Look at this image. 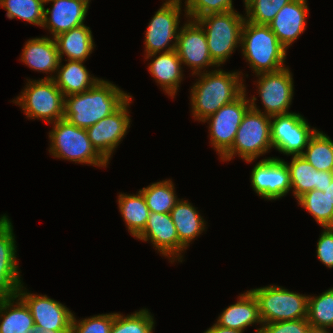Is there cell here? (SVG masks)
I'll return each instance as SVG.
<instances>
[{"instance_id": "cell-32", "label": "cell", "mask_w": 333, "mask_h": 333, "mask_svg": "<svg viewBox=\"0 0 333 333\" xmlns=\"http://www.w3.org/2000/svg\"><path fill=\"white\" fill-rule=\"evenodd\" d=\"M302 156L316 170L333 172V141L323 131L316 130Z\"/></svg>"}, {"instance_id": "cell-18", "label": "cell", "mask_w": 333, "mask_h": 333, "mask_svg": "<svg viewBox=\"0 0 333 333\" xmlns=\"http://www.w3.org/2000/svg\"><path fill=\"white\" fill-rule=\"evenodd\" d=\"M141 241H150L153 247L169 262H180V241L170 213L149 214L144 230L136 237Z\"/></svg>"}, {"instance_id": "cell-39", "label": "cell", "mask_w": 333, "mask_h": 333, "mask_svg": "<svg viewBox=\"0 0 333 333\" xmlns=\"http://www.w3.org/2000/svg\"><path fill=\"white\" fill-rule=\"evenodd\" d=\"M255 333H314L307 318L263 323Z\"/></svg>"}, {"instance_id": "cell-5", "label": "cell", "mask_w": 333, "mask_h": 333, "mask_svg": "<svg viewBox=\"0 0 333 333\" xmlns=\"http://www.w3.org/2000/svg\"><path fill=\"white\" fill-rule=\"evenodd\" d=\"M196 21L205 31L211 59L220 67L231 57L235 49L241 46L245 14L233 10L208 14Z\"/></svg>"}, {"instance_id": "cell-3", "label": "cell", "mask_w": 333, "mask_h": 333, "mask_svg": "<svg viewBox=\"0 0 333 333\" xmlns=\"http://www.w3.org/2000/svg\"><path fill=\"white\" fill-rule=\"evenodd\" d=\"M241 52L255 75L276 72L286 67L287 49L268 25L245 19L241 34Z\"/></svg>"}, {"instance_id": "cell-40", "label": "cell", "mask_w": 333, "mask_h": 333, "mask_svg": "<svg viewBox=\"0 0 333 333\" xmlns=\"http://www.w3.org/2000/svg\"><path fill=\"white\" fill-rule=\"evenodd\" d=\"M317 242V258L328 268H333V227H325Z\"/></svg>"}, {"instance_id": "cell-31", "label": "cell", "mask_w": 333, "mask_h": 333, "mask_svg": "<svg viewBox=\"0 0 333 333\" xmlns=\"http://www.w3.org/2000/svg\"><path fill=\"white\" fill-rule=\"evenodd\" d=\"M172 179L154 182L140 189L150 213H170L175 204L180 200L176 195Z\"/></svg>"}, {"instance_id": "cell-27", "label": "cell", "mask_w": 333, "mask_h": 333, "mask_svg": "<svg viewBox=\"0 0 333 333\" xmlns=\"http://www.w3.org/2000/svg\"><path fill=\"white\" fill-rule=\"evenodd\" d=\"M60 60L57 72L53 80L62 91L63 96L79 94L92 88L100 79L90 75L85 62L65 60L62 65Z\"/></svg>"}, {"instance_id": "cell-29", "label": "cell", "mask_w": 333, "mask_h": 333, "mask_svg": "<svg viewBox=\"0 0 333 333\" xmlns=\"http://www.w3.org/2000/svg\"><path fill=\"white\" fill-rule=\"evenodd\" d=\"M117 202L126 228L136 238L146 227L150 214L142 192L139 190L136 195L119 193Z\"/></svg>"}, {"instance_id": "cell-21", "label": "cell", "mask_w": 333, "mask_h": 333, "mask_svg": "<svg viewBox=\"0 0 333 333\" xmlns=\"http://www.w3.org/2000/svg\"><path fill=\"white\" fill-rule=\"evenodd\" d=\"M20 57V61L34 71L50 74L43 79L55 77L60 58L54 38L42 36L28 39Z\"/></svg>"}, {"instance_id": "cell-9", "label": "cell", "mask_w": 333, "mask_h": 333, "mask_svg": "<svg viewBox=\"0 0 333 333\" xmlns=\"http://www.w3.org/2000/svg\"><path fill=\"white\" fill-rule=\"evenodd\" d=\"M257 93L260 97L264 111L256 105L255 96H251V108L268 116L287 114L294 95V81L290 68L284 67L276 72L256 75Z\"/></svg>"}, {"instance_id": "cell-24", "label": "cell", "mask_w": 333, "mask_h": 333, "mask_svg": "<svg viewBox=\"0 0 333 333\" xmlns=\"http://www.w3.org/2000/svg\"><path fill=\"white\" fill-rule=\"evenodd\" d=\"M196 209L188 200L180 199L170 212L180 241V262L183 261L181 253L207 228L204 218Z\"/></svg>"}, {"instance_id": "cell-37", "label": "cell", "mask_w": 333, "mask_h": 333, "mask_svg": "<svg viewBox=\"0 0 333 333\" xmlns=\"http://www.w3.org/2000/svg\"><path fill=\"white\" fill-rule=\"evenodd\" d=\"M184 3V16L191 20H196L208 14L235 10L233 0H185Z\"/></svg>"}, {"instance_id": "cell-14", "label": "cell", "mask_w": 333, "mask_h": 333, "mask_svg": "<svg viewBox=\"0 0 333 333\" xmlns=\"http://www.w3.org/2000/svg\"><path fill=\"white\" fill-rule=\"evenodd\" d=\"M186 21L180 27L176 44L182 64L190 67L192 76L209 71L206 70L209 67L218 68L210 57L206 34L201 25L196 20Z\"/></svg>"}, {"instance_id": "cell-41", "label": "cell", "mask_w": 333, "mask_h": 333, "mask_svg": "<svg viewBox=\"0 0 333 333\" xmlns=\"http://www.w3.org/2000/svg\"><path fill=\"white\" fill-rule=\"evenodd\" d=\"M203 333H243L242 331L226 328L219 326L217 323H214L211 327H209L205 332Z\"/></svg>"}, {"instance_id": "cell-16", "label": "cell", "mask_w": 333, "mask_h": 333, "mask_svg": "<svg viewBox=\"0 0 333 333\" xmlns=\"http://www.w3.org/2000/svg\"><path fill=\"white\" fill-rule=\"evenodd\" d=\"M27 291L23 283L17 290V295L29 308L36 328L42 330H71L74 312L46 294H34Z\"/></svg>"}, {"instance_id": "cell-36", "label": "cell", "mask_w": 333, "mask_h": 333, "mask_svg": "<svg viewBox=\"0 0 333 333\" xmlns=\"http://www.w3.org/2000/svg\"><path fill=\"white\" fill-rule=\"evenodd\" d=\"M292 0H252L245 7V19L258 25H268L281 10Z\"/></svg>"}, {"instance_id": "cell-13", "label": "cell", "mask_w": 333, "mask_h": 333, "mask_svg": "<svg viewBox=\"0 0 333 333\" xmlns=\"http://www.w3.org/2000/svg\"><path fill=\"white\" fill-rule=\"evenodd\" d=\"M132 99L131 95L115 112L86 129L93 147L108 163L130 128Z\"/></svg>"}, {"instance_id": "cell-2", "label": "cell", "mask_w": 333, "mask_h": 333, "mask_svg": "<svg viewBox=\"0 0 333 333\" xmlns=\"http://www.w3.org/2000/svg\"><path fill=\"white\" fill-rule=\"evenodd\" d=\"M108 80H100L89 90L64 97V119L87 129L115 112L131 95Z\"/></svg>"}, {"instance_id": "cell-1", "label": "cell", "mask_w": 333, "mask_h": 333, "mask_svg": "<svg viewBox=\"0 0 333 333\" xmlns=\"http://www.w3.org/2000/svg\"><path fill=\"white\" fill-rule=\"evenodd\" d=\"M214 69L195 74L198 79L191 86V112L199 122L206 120L224 105L235 101L246 91L242 72H227L219 67Z\"/></svg>"}, {"instance_id": "cell-43", "label": "cell", "mask_w": 333, "mask_h": 333, "mask_svg": "<svg viewBox=\"0 0 333 333\" xmlns=\"http://www.w3.org/2000/svg\"><path fill=\"white\" fill-rule=\"evenodd\" d=\"M324 194L327 195L328 199L330 200L331 204H333V180L330 184H328L324 188Z\"/></svg>"}, {"instance_id": "cell-22", "label": "cell", "mask_w": 333, "mask_h": 333, "mask_svg": "<svg viewBox=\"0 0 333 333\" xmlns=\"http://www.w3.org/2000/svg\"><path fill=\"white\" fill-rule=\"evenodd\" d=\"M145 60H152L148 65V71L155 82L172 98L177 95L183 80V67L176 50L155 53L144 56ZM153 58V59H152Z\"/></svg>"}, {"instance_id": "cell-11", "label": "cell", "mask_w": 333, "mask_h": 333, "mask_svg": "<svg viewBox=\"0 0 333 333\" xmlns=\"http://www.w3.org/2000/svg\"><path fill=\"white\" fill-rule=\"evenodd\" d=\"M300 113L271 116L272 147L287 156L302 155L309 139L316 132Z\"/></svg>"}, {"instance_id": "cell-26", "label": "cell", "mask_w": 333, "mask_h": 333, "mask_svg": "<svg viewBox=\"0 0 333 333\" xmlns=\"http://www.w3.org/2000/svg\"><path fill=\"white\" fill-rule=\"evenodd\" d=\"M60 60L86 61L94 51L92 30L85 24L60 33L54 37Z\"/></svg>"}, {"instance_id": "cell-44", "label": "cell", "mask_w": 333, "mask_h": 333, "mask_svg": "<svg viewBox=\"0 0 333 333\" xmlns=\"http://www.w3.org/2000/svg\"><path fill=\"white\" fill-rule=\"evenodd\" d=\"M252 0H243L244 6L246 7Z\"/></svg>"}, {"instance_id": "cell-34", "label": "cell", "mask_w": 333, "mask_h": 333, "mask_svg": "<svg viewBox=\"0 0 333 333\" xmlns=\"http://www.w3.org/2000/svg\"><path fill=\"white\" fill-rule=\"evenodd\" d=\"M45 0H0L9 19H22L27 23L42 27L44 21Z\"/></svg>"}, {"instance_id": "cell-17", "label": "cell", "mask_w": 333, "mask_h": 333, "mask_svg": "<svg viewBox=\"0 0 333 333\" xmlns=\"http://www.w3.org/2000/svg\"><path fill=\"white\" fill-rule=\"evenodd\" d=\"M11 219L0 216V299L17 294L23 284L17 260V245Z\"/></svg>"}, {"instance_id": "cell-7", "label": "cell", "mask_w": 333, "mask_h": 333, "mask_svg": "<svg viewBox=\"0 0 333 333\" xmlns=\"http://www.w3.org/2000/svg\"><path fill=\"white\" fill-rule=\"evenodd\" d=\"M13 99L28 119L54 123L64 117V96L53 79H27L26 87Z\"/></svg>"}, {"instance_id": "cell-42", "label": "cell", "mask_w": 333, "mask_h": 333, "mask_svg": "<svg viewBox=\"0 0 333 333\" xmlns=\"http://www.w3.org/2000/svg\"><path fill=\"white\" fill-rule=\"evenodd\" d=\"M30 333H70V330H42L34 327Z\"/></svg>"}, {"instance_id": "cell-12", "label": "cell", "mask_w": 333, "mask_h": 333, "mask_svg": "<svg viewBox=\"0 0 333 333\" xmlns=\"http://www.w3.org/2000/svg\"><path fill=\"white\" fill-rule=\"evenodd\" d=\"M246 91L235 101L224 105L203 123L209 124V139L211 146L221 158L231 147L236 132L246 112L251 108Z\"/></svg>"}, {"instance_id": "cell-6", "label": "cell", "mask_w": 333, "mask_h": 333, "mask_svg": "<svg viewBox=\"0 0 333 333\" xmlns=\"http://www.w3.org/2000/svg\"><path fill=\"white\" fill-rule=\"evenodd\" d=\"M270 128L271 116L250 108L239 125L232 147L220 160L229 162L238 155L242 160L251 163L270 152L273 148Z\"/></svg>"}, {"instance_id": "cell-15", "label": "cell", "mask_w": 333, "mask_h": 333, "mask_svg": "<svg viewBox=\"0 0 333 333\" xmlns=\"http://www.w3.org/2000/svg\"><path fill=\"white\" fill-rule=\"evenodd\" d=\"M250 180L253 190L261 199L279 200L291 191L288 167L279 157H268L257 162Z\"/></svg>"}, {"instance_id": "cell-20", "label": "cell", "mask_w": 333, "mask_h": 333, "mask_svg": "<svg viewBox=\"0 0 333 333\" xmlns=\"http://www.w3.org/2000/svg\"><path fill=\"white\" fill-rule=\"evenodd\" d=\"M308 7L307 0H292L284 5L268 24L286 49L306 30Z\"/></svg>"}, {"instance_id": "cell-19", "label": "cell", "mask_w": 333, "mask_h": 333, "mask_svg": "<svg viewBox=\"0 0 333 333\" xmlns=\"http://www.w3.org/2000/svg\"><path fill=\"white\" fill-rule=\"evenodd\" d=\"M51 3L50 8H44L42 28L50 32L54 38L60 33L84 24L89 6L80 0H45Z\"/></svg>"}, {"instance_id": "cell-23", "label": "cell", "mask_w": 333, "mask_h": 333, "mask_svg": "<svg viewBox=\"0 0 333 333\" xmlns=\"http://www.w3.org/2000/svg\"><path fill=\"white\" fill-rule=\"evenodd\" d=\"M289 170L291 190L296 200L311 190H320L333 180V172L316 170L302 155L292 156L291 162L283 160Z\"/></svg>"}, {"instance_id": "cell-45", "label": "cell", "mask_w": 333, "mask_h": 333, "mask_svg": "<svg viewBox=\"0 0 333 333\" xmlns=\"http://www.w3.org/2000/svg\"><path fill=\"white\" fill-rule=\"evenodd\" d=\"M80 1L84 2L87 6H89V4L91 2V0H80Z\"/></svg>"}, {"instance_id": "cell-38", "label": "cell", "mask_w": 333, "mask_h": 333, "mask_svg": "<svg viewBox=\"0 0 333 333\" xmlns=\"http://www.w3.org/2000/svg\"><path fill=\"white\" fill-rule=\"evenodd\" d=\"M115 314L93 315L80 320L73 314L70 333H110Z\"/></svg>"}, {"instance_id": "cell-30", "label": "cell", "mask_w": 333, "mask_h": 333, "mask_svg": "<svg viewBox=\"0 0 333 333\" xmlns=\"http://www.w3.org/2000/svg\"><path fill=\"white\" fill-rule=\"evenodd\" d=\"M307 321L313 332L329 333L333 328V287L319 296L308 295Z\"/></svg>"}, {"instance_id": "cell-4", "label": "cell", "mask_w": 333, "mask_h": 333, "mask_svg": "<svg viewBox=\"0 0 333 333\" xmlns=\"http://www.w3.org/2000/svg\"><path fill=\"white\" fill-rule=\"evenodd\" d=\"M53 124L48 133L49 153L54 158L87 164L95 167H107L108 162L95 150L88 137L87 130L79 128L67 119H60Z\"/></svg>"}, {"instance_id": "cell-8", "label": "cell", "mask_w": 333, "mask_h": 333, "mask_svg": "<svg viewBox=\"0 0 333 333\" xmlns=\"http://www.w3.org/2000/svg\"><path fill=\"white\" fill-rule=\"evenodd\" d=\"M259 304L262 323L307 318L308 296L288 289L269 285L251 289Z\"/></svg>"}, {"instance_id": "cell-33", "label": "cell", "mask_w": 333, "mask_h": 333, "mask_svg": "<svg viewBox=\"0 0 333 333\" xmlns=\"http://www.w3.org/2000/svg\"><path fill=\"white\" fill-rule=\"evenodd\" d=\"M297 202L322 228L333 227V204L324 192L316 189L308 191Z\"/></svg>"}, {"instance_id": "cell-28", "label": "cell", "mask_w": 333, "mask_h": 333, "mask_svg": "<svg viewBox=\"0 0 333 333\" xmlns=\"http://www.w3.org/2000/svg\"><path fill=\"white\" fill-rule=\"evenodd\" d=\"M34 327L29 308L17 294L0 299V333H30Z\"/></svg>"}, {"instance_id": "cell-35", "label": "cell", "mask_w": 333, "mask_h": 333, "mask_svg": "<svg viewBox=\"0 0 333 333\" xmlns=\"http://www.w3.org/2000/svg\"><path fill=\"white\" fill-rule=\"evenodd\" d=\"M154 329V317L144 308L127 316L117 312L110 333H153Z\"/></svg>"}, {"instance_id": "cell-25", "label": "cell", "mask_w": 333, "mask_h": 333, "mask_svg": "<svg viewBox=\"0 0 333 333\" xmlns=\"http://www.w3.org/2000/svg\"><path fill=\"white\" fill-rule=\"evenodd\" d=\"M216 323L219 326L244 332V330L262 321L259 315V304L251 290H246L238 296L236 303L229 305L218 316Z\"/></svg>"}, {"instance_id": "cell-10", "label": "cell", "mask_w": 333, "mask_h": 333, "mask_svg": "<svg viewBox=\"0 0 333 333\" xmlns=\"http://www.w3.org/2000/svg\"><path fill=\"white\" fill-rule=\"evenodd\" d=\"M181 1L165 0L153 15L145 31V55L176 50L182 11Z\"/></svg>"}]
</instances>
